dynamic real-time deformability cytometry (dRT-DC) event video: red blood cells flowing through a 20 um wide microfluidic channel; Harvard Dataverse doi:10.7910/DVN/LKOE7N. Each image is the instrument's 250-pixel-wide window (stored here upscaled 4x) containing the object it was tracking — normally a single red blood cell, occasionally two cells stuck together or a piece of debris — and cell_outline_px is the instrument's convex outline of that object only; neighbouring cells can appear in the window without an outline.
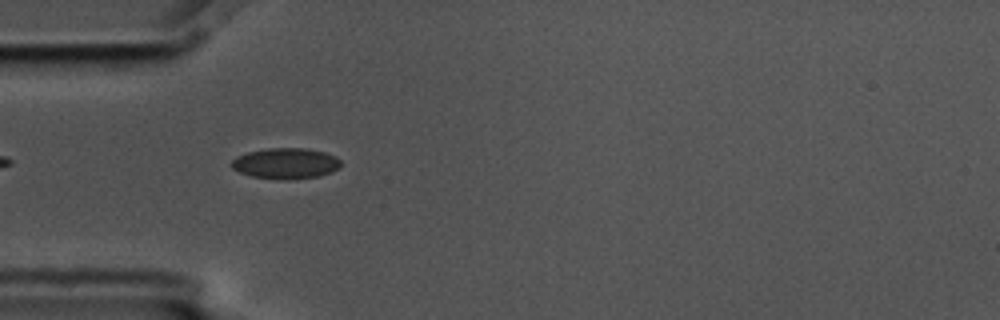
{"species": "common noctule bat (a hibernating species)", "species_latin": "Nyctalus noctula", "temperature_condition": "cold", "stored_images_in_passage": 8, "camera_frame_rate_fps": 3000, "um_per_image_px": 0.085, "animal": {"sex": "male", "body_mass_g": 17.5, "forearm_length_mm": 52.3}, "frame": {"image": 1, "passage_image": 5, "time_ms": 1.333, "image_size_px": [1000, 320], "cell_outline_px": [[340, 168], [332, 172], [320, 176], [288, 180], [284, 180], [252, 176], [240, 172], [232, 168], [228, 164], [236, 156], [248, 152], [268, 148], [308, 148], [324, 152], [336, 156], [340, 160]], "centroid_in_image_um": [24.29, 13.89], "position_along_channel_um": 60.7, "area_um2": 19.83}}